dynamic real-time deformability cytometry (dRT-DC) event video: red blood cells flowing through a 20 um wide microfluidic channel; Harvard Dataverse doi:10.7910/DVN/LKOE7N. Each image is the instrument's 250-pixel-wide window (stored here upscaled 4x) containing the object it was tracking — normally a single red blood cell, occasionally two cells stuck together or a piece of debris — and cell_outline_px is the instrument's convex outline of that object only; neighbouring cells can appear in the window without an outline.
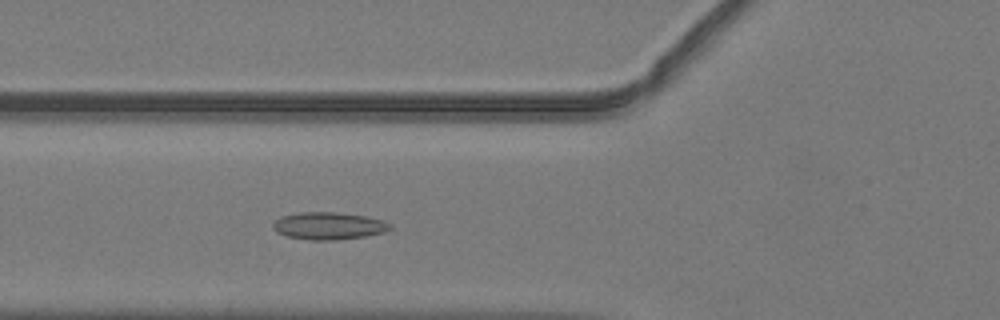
{"species": "common noctule bat (a hibernating species)", "species_latin": "Nyctalus noctula", "temperature_condition": "warm", "stored_images_in_passage": 45, "camera_frame_rate_fps": 3000, "um_per_image_px": 0.085, "animal": {"sex": "male", "body_mass_g": 19.2, "forearm_length_mm": 51.8}, "frame": {"image": 1, "passage_image": 13, "time_ms": 4.0, "image_size_px": [1000, 320], "cell_outline_px": [[392, 228], [384, 232], [364, 236], [336, 240], [308, 240], [288, 236], [276, 232], [272, 228], [272, 224], [280, 216], [300, 212], [336, 212], [364, 216], [384, 220], [392, 224]], "centroid_in_image_um": [27.93, 19.19], "position_along_channel_um": 97.9, "area_um2": 18.73}}
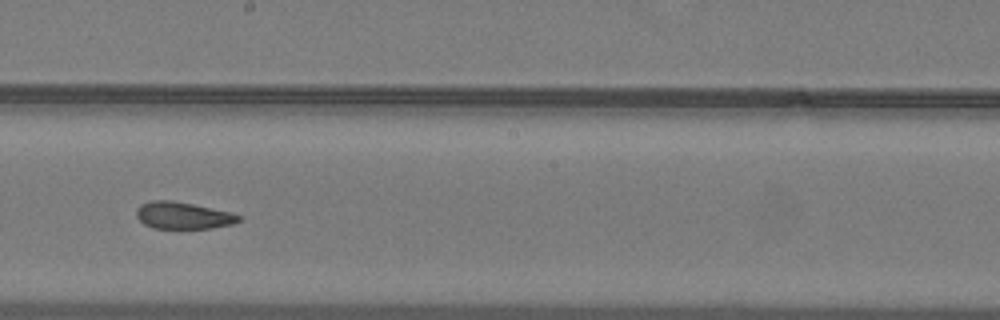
{"frame": {"image": 2, "passage_image": 23, "time_ms": 7.333, "image_size_px": [1000, 320], "cell_outline_px": [[240, 220], [232, 224], [212, 228], [152, 228], [144, 224], [136, 216], [136, 208], [140, 204], [152, 200], [172, 200], [232, 212], [240, 216]], "centroid_in_image_um": [15.53, 18.31], "position_along_channel_um": 232.7, "area_um2": 16.07}}
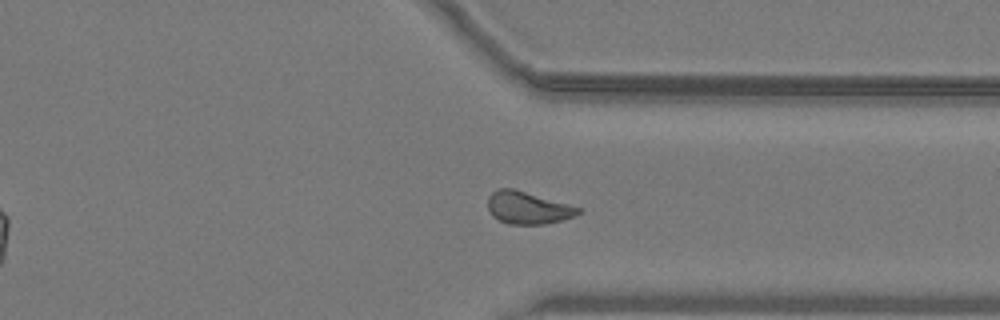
{"frame": {"image": 3, "passage_image": 33, "time_ms": 10.667, "image_size_px": [1000, 320], "cell_outline_px": [[584, 208], [580, 212], [572, 216], [560, 220], [544, 224], [508, 224], [492, 216], [488, 208], [488, 196], [496, 188], [512, 188]], "centroid_in_image_um": [44.85, 17.65], "position_along_channel_um": 366.6, "area_um2": 16.99}, "authors_computed_cell_mechanics": {"area_um2": 17.1666, "velocity_mm_per_s": 4.0225, "shape_relaxation_time_tau1_ms": null, "shape_relaxation_time_tau2_ms": 1.6363, "deformation_change_tau1": null, "deformation_change_tau2": 0.0741}}